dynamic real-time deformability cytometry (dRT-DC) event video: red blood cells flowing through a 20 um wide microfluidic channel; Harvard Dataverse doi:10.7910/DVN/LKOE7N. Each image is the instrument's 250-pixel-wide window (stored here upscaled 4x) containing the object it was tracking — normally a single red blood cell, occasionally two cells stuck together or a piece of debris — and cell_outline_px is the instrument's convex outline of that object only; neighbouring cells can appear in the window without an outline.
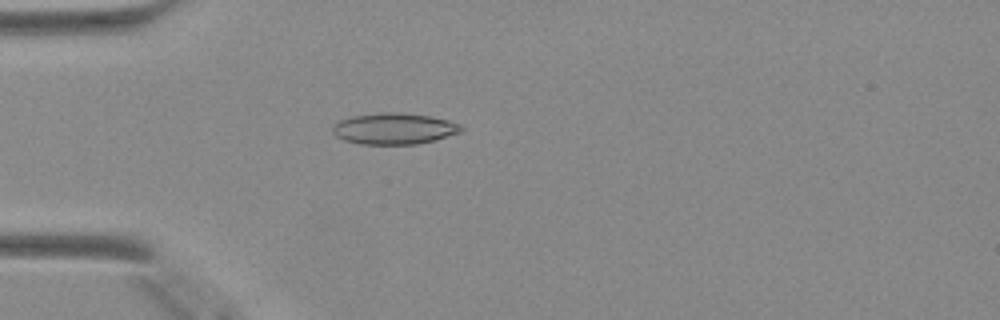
{"species": "Egyptian fruit bat (a non-hibernating species)", "species_latin": "Rousettus aegyptiacus", "temperature_condition": "warm", "stored_images_in_passage": 48, "camera_frame_rate_fps": 3000, "um_per_image_px": 0.085, "animal": {"sex": "female"}, "frame": {"image": 1, "passage_image": 14, "time_ms": 4.333, "image_size_px": [1000, 320], "cell_outline_px": [[464, 128], [460, 132], [432, 140], [416, 144], [360, 144], [344, 140], [336, 136], [332, 132], [332, 124], [340, 120], [352, 116], [384, 112], [396, 112], [432, 116], [448, 120], [460, 124]], "centroid_in_image_um": [33.47, 10.93], "position_along_channel_um": 51.5, "area_um2": 23.35}}
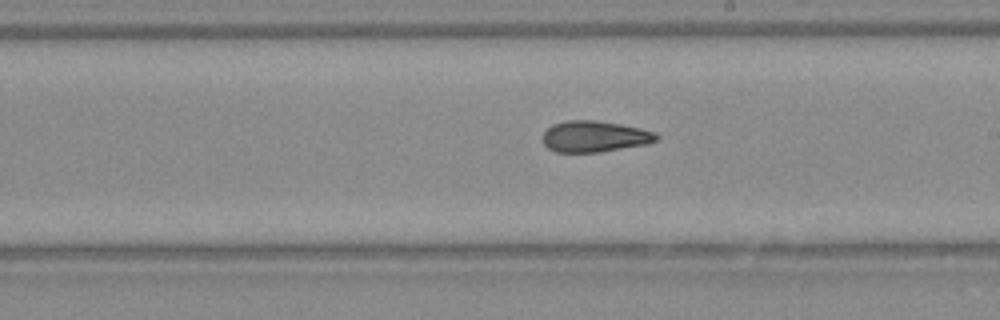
{"frame": {"image": 2, "passage_image": 28, "time_ms": 9.0, "image_size_px": [1000, 320], "cell_outline_px": [[660, 136], [656, 140], [648, 144], [600, 152], [556, 152], [548, 148], [544, 144], [544, 132], [552, 124], [568, 120], [596, 120], [620, 124], [640, 128], [656, 132]], "centroid_in_image_um": [50.57, 11.6], "position_along_channel_um": 238.4, "area_um2": 20.69}}
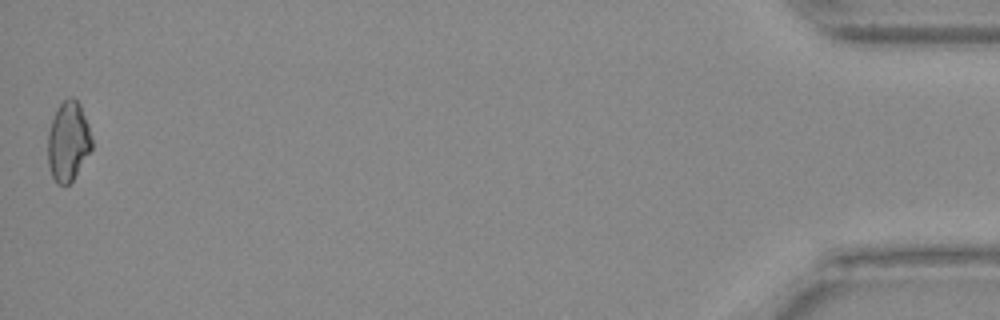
{"frame": {"image": 3, "passage_image": 48, "time_ms": 15.667, "image_size_px": [1000, 320], "cell_outline_px": [[92, 148], [72, 180], [64, 188], [56, 184], [52, 176], [48, 164], [48, 132], [52, 120], [60, 104], [68, 96], [72, 96], [80, 104], [88, 124], [92, 140]], "centroid_in_image_um": [5.79, 12.04], "position_along_channel_um": 429.4, "area_um2": 20.35}}